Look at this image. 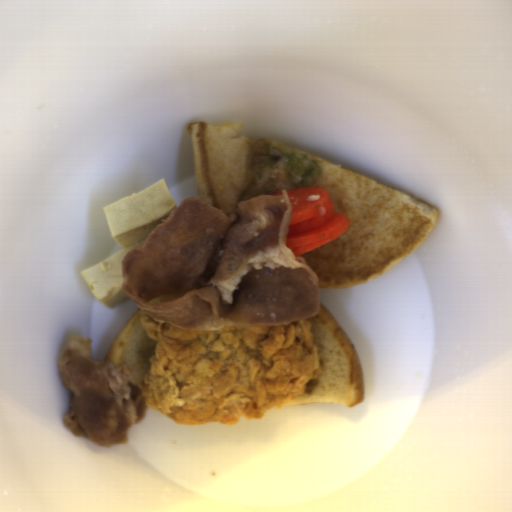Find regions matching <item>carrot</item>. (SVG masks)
<instances>
[{"label":"carrot","instance_id":"obj_1","mask_svg":"<svg viewBox=\"0 0 512 512\" xmlns=\"http://www.w3.org/2000/svg\"><path fill=\"white\" fill-rule=\"evenodd\" d=\"M286 193L290 220L285 246L294 257L326 244L350 228V219L335 212L328 190L306 187L288 189Z\"/></svg>","mask_w":512,"mask_h":512},{"label":"carrot","instance_id":"obj_2","mask_svg":"<svg viewBox=\"0 0 512 512\" xmlns=\"http://www.w3.org/2000/svg\"><path fill=\"white\" fill-rule=\"evenodd\" d=\"M283 191H277V192H274V193H271V194H268V196H279V195H282Z\"/></svg>","mask_w":512,"mask_h":512}]
</instances>
